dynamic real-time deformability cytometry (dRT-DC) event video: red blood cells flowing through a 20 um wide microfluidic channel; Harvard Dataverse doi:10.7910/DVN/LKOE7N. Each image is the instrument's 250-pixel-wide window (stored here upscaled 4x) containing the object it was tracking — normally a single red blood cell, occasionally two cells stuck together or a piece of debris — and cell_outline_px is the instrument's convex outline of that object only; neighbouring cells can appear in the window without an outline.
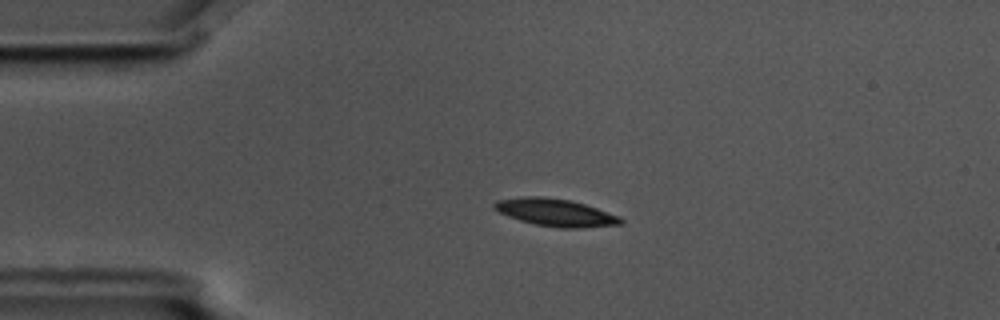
{"species": "common noctule bat (a hibernating species)", "species_latin": "Nyctalus noctula", "temperature_condition": "cold", "stored_images_in_passage": 2, "camera_frame_rate_fps": 3000, "um_per_image_px": 0.085, "animal": {"sex": "male", "body_mass_g": 17.5, "forearm_length_mm": 52.3}, "frame": {"image": 1, "passage_image": 1, "time_ms": 0.0, "image_size_px": [1000, 320], "cell_outline_px": [[624, 220], [620, 224], [580, 228], [560, 228], [536, 224], [520, 220], [508, 216], [492, 208], [492, 204], [496, 200], [524, 196], [540, 196], [568, 200], [584, 204], [620, 216]], "centroid_in_image_um": [47.19, 18.06], "position_along_channel_um": 37.8, "area_um2": 20.06}}